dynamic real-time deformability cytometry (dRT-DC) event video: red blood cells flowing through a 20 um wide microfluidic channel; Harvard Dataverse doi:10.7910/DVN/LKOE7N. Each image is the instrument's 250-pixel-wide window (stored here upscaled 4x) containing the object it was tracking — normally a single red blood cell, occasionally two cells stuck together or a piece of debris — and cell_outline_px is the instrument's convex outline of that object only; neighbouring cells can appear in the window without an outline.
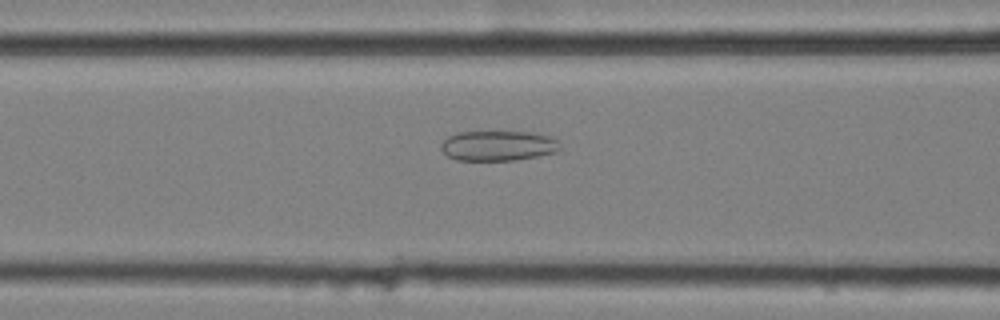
{"species": "common noctule bat (a hibernating species)", "species_latin": "Nyctalus noctula", "temperature_condition": "cold", "stored_images_in_passage": 50, "camera_frame_rate_fps": 3000, "um_per_image_px": 0.085, "animal": {"sex": "female", "body_mass_g": 25.1}, "frame": {"image": 1, "passage_image": 17, "time_ms": 5.333, "image_size_px": [1000, 320], "cell_outline_px": [[560, 148], [556, 152], [536, 156], [512, 160], [456, 160], [448, 156], [440, 148], [440, 144], [448, 136], [460, 132], [536, 132], [548, 136], [556, 140]], "centroid_in_image_um": [42.31, 12.38], "position_along_channel_um": 124.3, "area_um2": 20.69}}
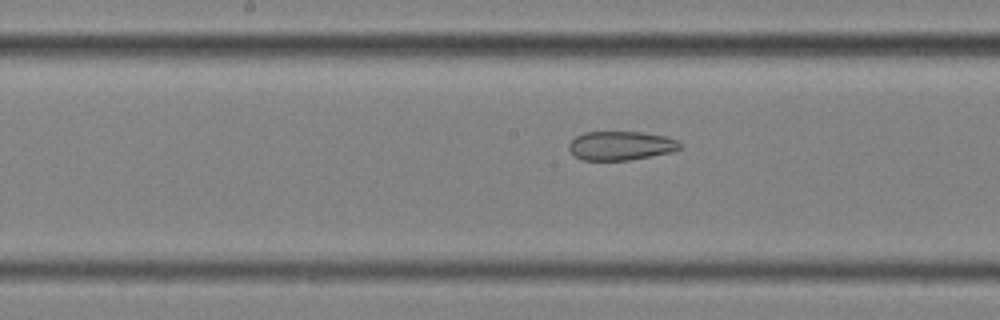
{"frame": {"image": 2, "passage_image": 23, "time_ms": 7.333, "image_size_px": [1000, 320], "cell_outline_px": [[684, 144], [680, 148], [672, 152], [652, 156], [628, 160], [584, 160], [572, 156], [568, 148], [568, 144], [576, 136], [584, 132], [640, 132], [664, 136], [676, 140]], "centroid_in_image_um": [52.75, 12.39], "position_along_channel_um": 195.5, "area_um2": 18.84}}
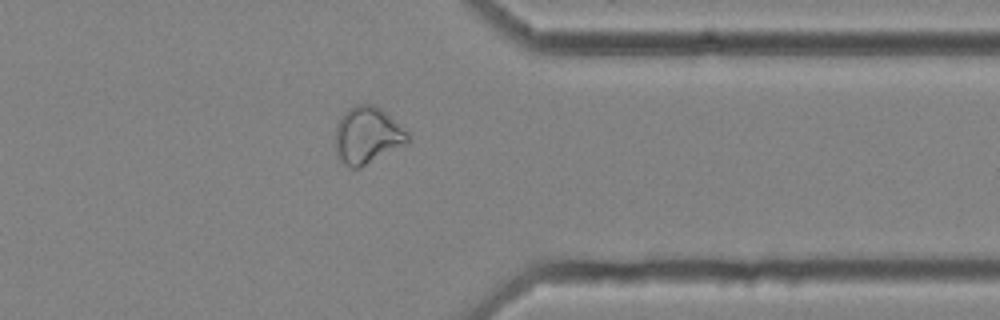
{"frame": {"image": 3, "passage_image": 39, "time_ms": 12.667, "image_size_px": [1000, 320], "cell_outline_px": [[412, 136], [404, 144], [360, 168], [348, 168], [344, 164], [336, 152], [336, 124], [344, 112], [348, 108], [356, 104], [376, 104], [408, 132]], "centroid_in_image_um": [31.21, 11.49], "position_along_channel_um": 380.2, "area_um2": 23.87}, "authors_computed_cell_mechanics": {"area_um2": 24.5072, "velocity_mm_per_s": 3.5607, "shape_relaxation_time_tau1_ms": null, "shape_relaxation_time_tau2_ms": 3.8889, "deformation_change_tau1": null, "deformation_change_tau2": 0.1102}}